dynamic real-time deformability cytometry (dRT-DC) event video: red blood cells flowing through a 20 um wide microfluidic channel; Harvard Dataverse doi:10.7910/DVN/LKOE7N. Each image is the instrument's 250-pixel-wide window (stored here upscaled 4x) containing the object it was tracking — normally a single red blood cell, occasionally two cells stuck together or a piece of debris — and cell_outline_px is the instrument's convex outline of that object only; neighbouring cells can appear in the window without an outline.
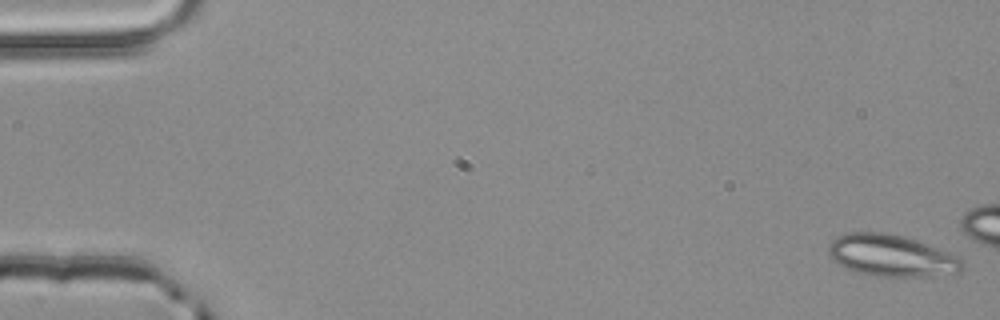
{"species": "common noctule bat (a hibernating species)", "species_latin": "Nyctalus noctula", "temperature_condition": "room temperature", "stored_images_in_passage": 5, "camera_frame_rate_fps": 3000, "um_per_image_px": 0.085, "animal": {"sex": "male", "body_mass_g": 20.4}, "frame": {"image": 1, "passage_image": 1, "time_ms": 0.0, "image_size_px": [1000, 320], "cell_outline_px": [[964, 268], [960, 272], [936, 276], [876, 276], [860, 272], [848, 268], [832, 260], [828, 256], [828, 244], [836, 236], [848, 232], [884, 232], [900, 236], [960, 256], [964, 260]], "centroid_in_image_um": [75.77, 21.73], "position_along_channel_um": 9.2, "area_um2": 32.37}}